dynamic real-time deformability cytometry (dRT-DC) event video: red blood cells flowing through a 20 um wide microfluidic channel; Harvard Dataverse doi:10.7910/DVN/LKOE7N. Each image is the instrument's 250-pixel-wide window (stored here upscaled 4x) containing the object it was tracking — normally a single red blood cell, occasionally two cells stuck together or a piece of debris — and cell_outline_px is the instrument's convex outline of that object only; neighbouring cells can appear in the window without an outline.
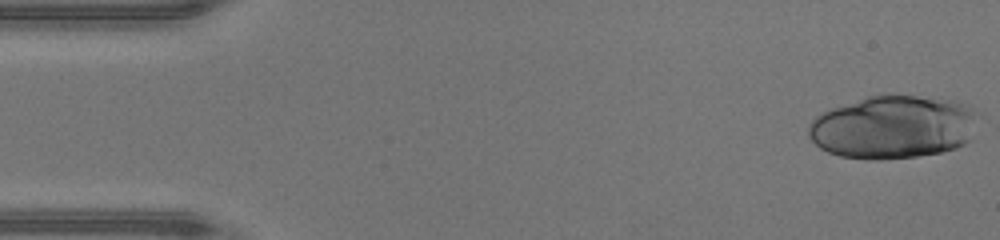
{"species": "human", "species_latin": "Homo sapiens", "temperature_condition": "warm", "stored_images_in_passage": 25, "camera_frame_rate_fps": 3000, "um_per_image_px": 0.085, "donor": {"sex": "male"}, "frame": {"image": 1, "passage_image": 1, "time_ms": 0.0, "image_size_px": [1000, 240], "cell_outline_px": [[984, 112], [968, 140], [964, 144], [956, 148], [940, 152], [916, 156], [876, 160], [868, 160], [840, 156], [828, 152], [820, 148], [808, 136], [808, 124], [816, 116], [832, 108], [868, 96], [884, 92], [892, 92], [956, 100], [968, 104]], "centroid_in_image_um": [76.0, 10.75], "position_along_channel_um": 9.0, "area_um2": 64.04}}